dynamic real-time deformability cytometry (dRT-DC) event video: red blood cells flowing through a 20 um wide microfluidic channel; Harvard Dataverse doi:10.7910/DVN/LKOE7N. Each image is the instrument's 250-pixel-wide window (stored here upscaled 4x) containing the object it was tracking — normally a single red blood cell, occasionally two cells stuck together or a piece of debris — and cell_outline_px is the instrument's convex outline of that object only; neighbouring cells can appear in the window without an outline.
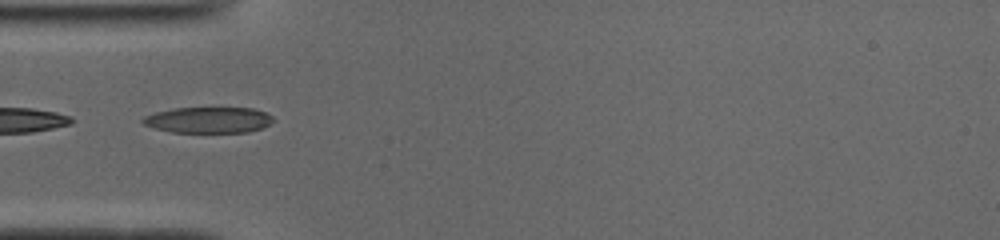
{"species": "common noctule bat (a hibernating species)", "species_latin": "Nyctalus noctula", "temperature_condition": "cold", "stored_images_in_passage": 23, "camera_frame_rate_fps": 3000, "um_per_image_px": 0.085, "animal": {"sex": "male", "body_mass_g": 19.0, "forearm_length_mm": 50.8}, "frame": {"image": 1, "passage_image": 1, "time_ms": 0.0, "image_size_px": [1000, 240], "cell_outline_px": [[276, 120], [264, 128], [248, 132], [172, 132], [156, 128], [144, 124], [140, 120], [144, 116], [156, 112], [172, 108], [252, 108], [264, 112], [272, 116]], "centroid_in_image_um": [17.75, 10.2], "position_along_channel_um": 67.2, "area_um2": 19.77}}
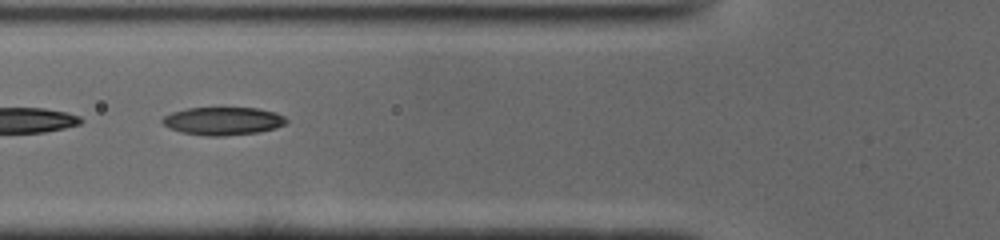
{"frame": {"image": 2, "passage_image": 4, "time_ms": 1.0, "image_size_px": [1000, 240], "cell_outline_px": [[288, 120], [284, 124], [276, 128], [260, 132], [224, 136], [204, 136], [180, 132], [168, 128], [160, 120], [164, 116], [172, 112], [188, 108], [256, 108], [272, 112], [284, 116]], "centroid_in_image_um": [18.92, 10.3], "position_along_channel_um": 106.9, "area_um2": 20.23}}